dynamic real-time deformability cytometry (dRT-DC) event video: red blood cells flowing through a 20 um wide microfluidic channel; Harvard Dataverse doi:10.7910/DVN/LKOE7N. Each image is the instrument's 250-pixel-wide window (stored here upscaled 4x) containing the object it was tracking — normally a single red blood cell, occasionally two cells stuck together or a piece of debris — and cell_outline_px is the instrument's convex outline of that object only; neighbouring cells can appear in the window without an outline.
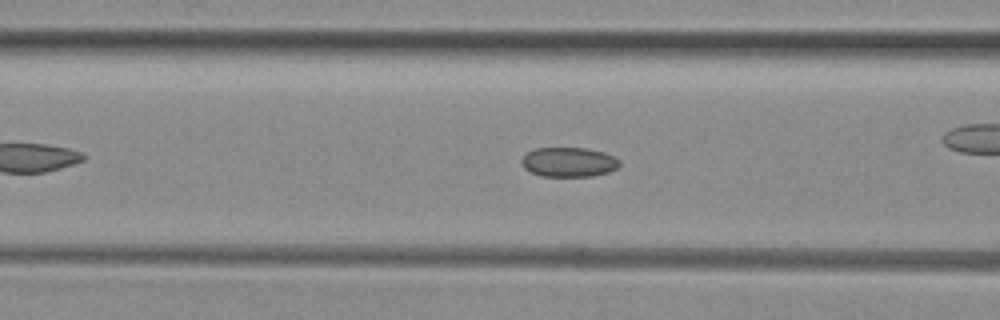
{"species": "common noctule bat (a hibernating species)", "species_latin": "Nyctalus noctula", "temperature_condition": "room temperature", "stored_images_in_passage": 31, "camera_frame_rate_fps": 3000, "um_per_image_px": 0.085, "animal": {"sex": "female", "body_mass_g": 29.2, "forearm_length_mm": 56.3}, "frame": {"image": 1, "passage_image": 5, "time_ms": 1.333, "image_size_px": [1000, 320], "cell_outline_px": [[620, 164], [616, 168], [608, 172], [592, 176], [540, 176], [524, 168], [520, 164], [520, 160], [528, 152], [536, 148], [588, 148], [604, 152], [620, 160]], "centroid_in_image_um": [48.33, 13.77], "position_along_channel_um": 118.3, "area_um2": 16.88}}